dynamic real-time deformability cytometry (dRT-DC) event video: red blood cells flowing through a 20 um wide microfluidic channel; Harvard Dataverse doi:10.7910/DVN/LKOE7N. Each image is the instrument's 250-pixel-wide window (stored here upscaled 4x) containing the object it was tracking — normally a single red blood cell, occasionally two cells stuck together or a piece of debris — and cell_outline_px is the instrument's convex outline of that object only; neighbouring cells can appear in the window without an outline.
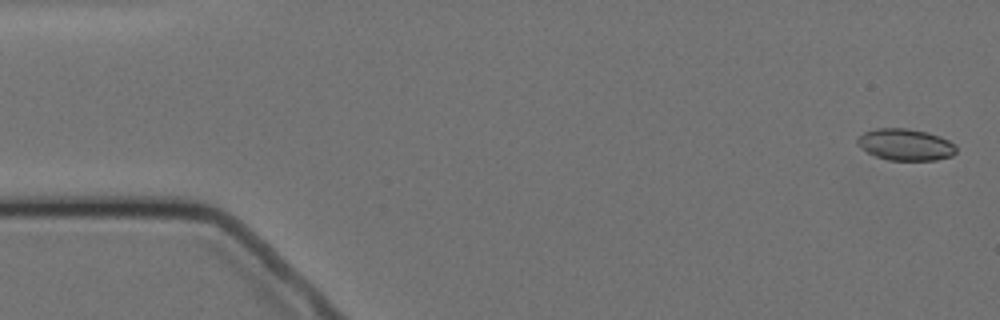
{"species": "Egyptian fruit bat (a non-hibernating species)", "species_latin": "Rousettus aegyptiacus", "temperature_condition": "cold", "stored_images_in_passage": 5, "camera_frame_rate_fps": 3000, "um_per_image_px": 0.085, "animal": {"sex": "female"}, "frame": {"image": 1, "passage_image": 1, "time_ms": 0.0, "image_size_px": [1000, 320], "cell_outline_px": [[956, 152], [952, 156], [936, 160], [888, 160], [876, 156], [860, 148], [856, 144], [856, 140], [864, 132], [876, 128], [908, 128], [928, 132], [940, 136], [956, 144]], "centroid_in_image_um": [76.97, 12.29], "position_along_channel_um": 8.0, "area_um2": 18.38}}
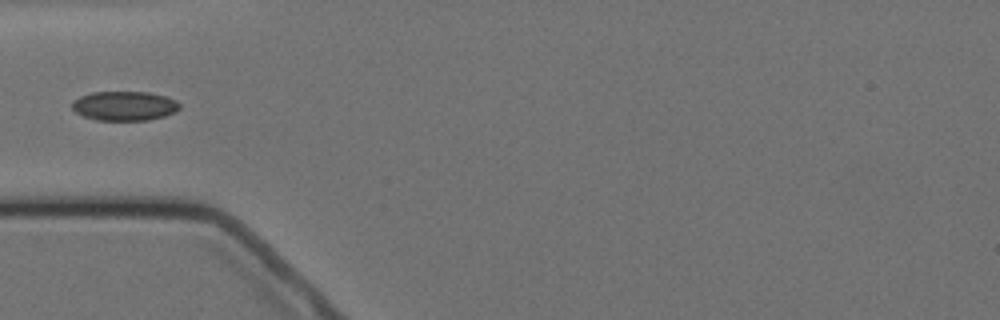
{"frame": {"image": 2, "passage_image": 5, "time_ms": 5.333, "image_size_px": [1000, 320], "cell_outline_px": [[180, 108], [176, 112], [164, 116], [148, 120], [96, 120], [84, 116], [76, 112], [72, 108], [72, 100], [80, 96], [92, 92], [148, 92], [164, 96], [176, 100], [180, 104]], "centroid_in_image_um": [10.58, 9.0], "position_along_channel_um": 74.4, "area_um2": 18.44}}